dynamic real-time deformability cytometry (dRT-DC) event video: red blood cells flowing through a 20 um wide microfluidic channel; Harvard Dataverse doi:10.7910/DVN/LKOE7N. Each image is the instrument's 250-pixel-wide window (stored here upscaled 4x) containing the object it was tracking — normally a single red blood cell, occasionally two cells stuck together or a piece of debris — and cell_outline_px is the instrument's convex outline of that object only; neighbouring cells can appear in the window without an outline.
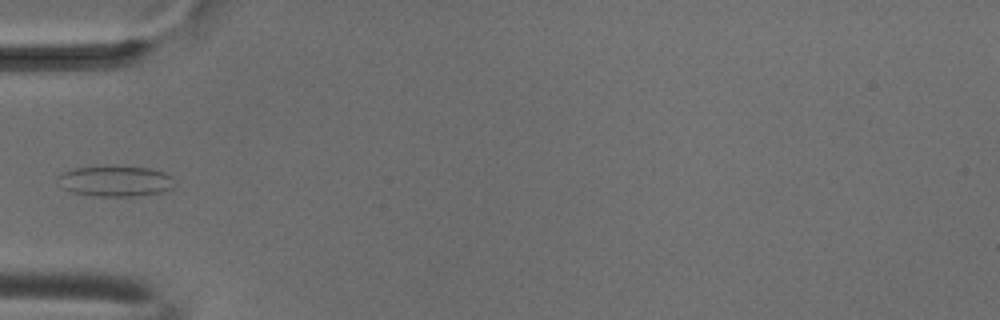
{"species": "common noctule bat (a hibernating species)", "species_latin": "Nyctalus noctula", "temperature_condition": "cold", "stored_images_in_passage": 35, "camera_frame_rate_fps": 3000, "um_per_image_px": 0.085, "animal": {"sex": "male", "body_mass_g": 18.8}, "frame": {"image": 1, "passage_image": 1, "time_ms": 0.0, "image_size_px": [1000, 320], "cell_outline_px": [[176, 184], [172, 188], [160, 192], [132, 196], [96, 196], [72, 192], [64, 188], [56, 176], [64, 172], [76, 168], [148, 168], [164, 172], [172, 176]], "centroid_in_image_um": [9.85, 15.42], "position_along_channel_um": 75.2, "area_um2": 20.11}}
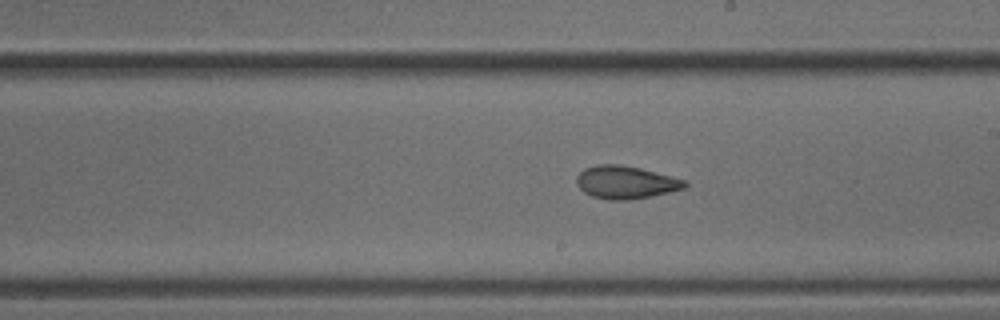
{"frame": {"image": 2, "passage_image": 13, "time_ms": 4.0, "image_size_px": [1000, 320], "cell_outline_px": [[688, 184], [684, 188], [652, 196], [628, 200], [608, 200], [592, 196], [584, 192], [576, 184], [576, 176], [584, 168], [596, 164], [620, 164], [640, 168], [688, 180]], "centroid_in_image_um": [53.17, 15.49], "position_along_channel_um": 235.8, "area_um2": 20.87}}
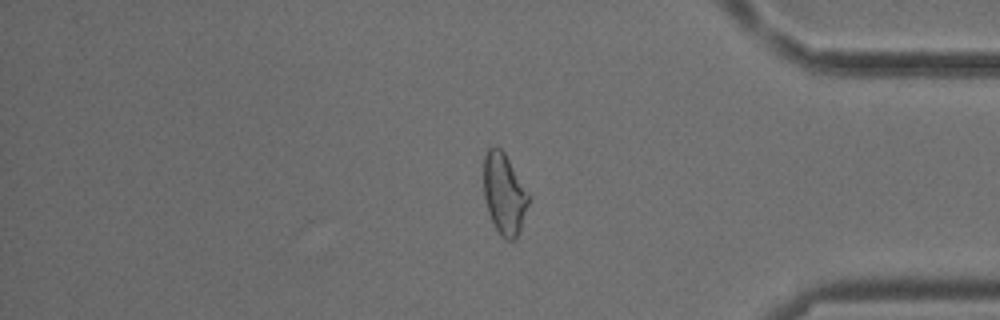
{"frame": {"image": 3, "passage_image": 27, "time_ms": 8.667, "image_size_px": [1000, 320], "cell_outline_px": [[528, 204], [520, 228], [516, 236], [512, 240], [508, 240], [500, 236], [488, 212], [484, 196], [484, 156], [488, 148], [492, 144], [496, 144], [504, 152], [528, 192]], "centroid_in_image_um": [42.83, 16.42], "position_along_channel_um": 392.4, "area_um2": 20.92}}